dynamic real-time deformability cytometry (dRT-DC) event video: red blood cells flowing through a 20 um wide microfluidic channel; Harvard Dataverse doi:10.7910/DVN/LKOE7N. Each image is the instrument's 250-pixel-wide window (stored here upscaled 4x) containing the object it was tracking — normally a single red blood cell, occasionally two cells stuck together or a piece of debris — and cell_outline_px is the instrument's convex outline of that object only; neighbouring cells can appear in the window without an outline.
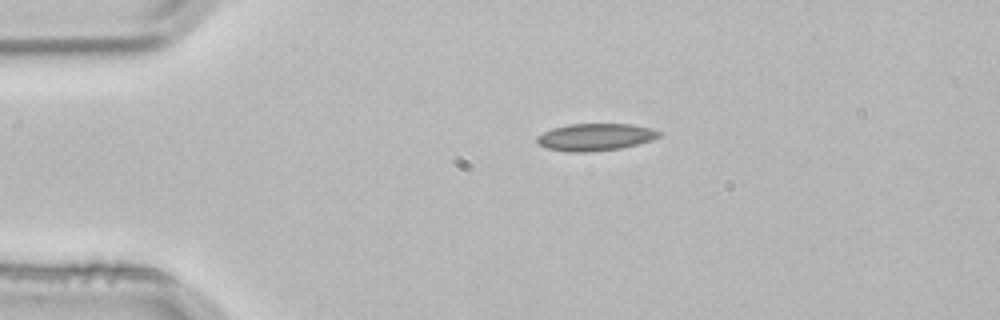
{"species": "common noctule bat (a hibernating species)", "species_latin": "Nyctalus noctula", "temperature_condition": "room temperature", "stored_images_in_passage": 2, "camera_frame_rate_fps": 3000, "um_per_image_px": 0.085, "animal": {"sex": "male", "body_mass_g": 21.5, "forearm_length_mm": 52.0}, "frame": {"image": 1, "passage_image": 2, "time_ms": 0.333, "image_size_px": [1000, 320], "cell_outline_px": [[660, 136], [652, 140], [620, 148], [588, 152], [568, 152], [548, 148], [536, 144], [536, 136], [552, 128], [568, 124], [632, 124], [652, 128], [660, 132]], "centroid_in_image_um": [50.57, 11.64], "position_along_channel_um": 34.4, "area_um2": 19.36}}